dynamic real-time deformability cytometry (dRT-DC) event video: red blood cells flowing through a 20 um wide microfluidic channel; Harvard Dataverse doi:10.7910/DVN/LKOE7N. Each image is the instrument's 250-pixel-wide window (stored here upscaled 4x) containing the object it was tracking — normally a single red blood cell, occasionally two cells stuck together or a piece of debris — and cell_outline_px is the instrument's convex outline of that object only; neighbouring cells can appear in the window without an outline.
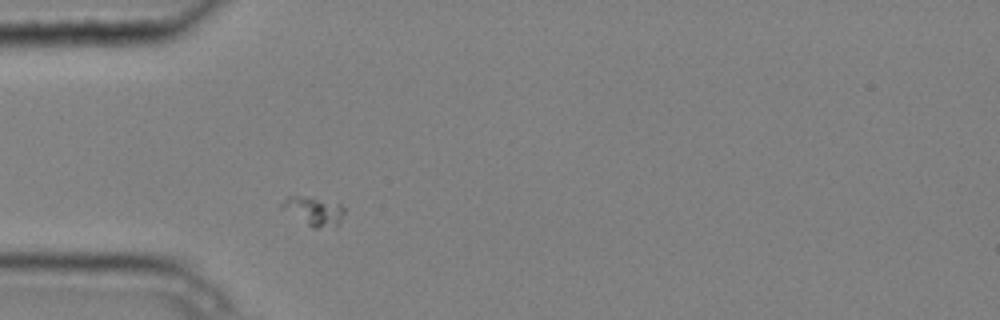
{"species": "common noctule bat (a hibernating species)", "species_latin": "Nyctalus noctula", "temperature_condition": "cold", "stored_images_in_passage": 1, "camera_frame_rate_fps": 3000, "um_per_image_px": 0.085, "animal": {"sex": "male", "body_mass_g": 20.4}, "frame": {"image": 1, "passage_image": 1, "time_ms": 0.0, "image_size_px": [1000, 320], "cell_outline_px": [[348, 208], [340, 224], [316, 228], [312, 228], [280, 208], [280, 204], [288, 196], [312, 196], [340, 204]], "centroid_in_image_um": [26.71, 17.92], "position_along_channel_um": 58.3, "area_um2": 10.75}}